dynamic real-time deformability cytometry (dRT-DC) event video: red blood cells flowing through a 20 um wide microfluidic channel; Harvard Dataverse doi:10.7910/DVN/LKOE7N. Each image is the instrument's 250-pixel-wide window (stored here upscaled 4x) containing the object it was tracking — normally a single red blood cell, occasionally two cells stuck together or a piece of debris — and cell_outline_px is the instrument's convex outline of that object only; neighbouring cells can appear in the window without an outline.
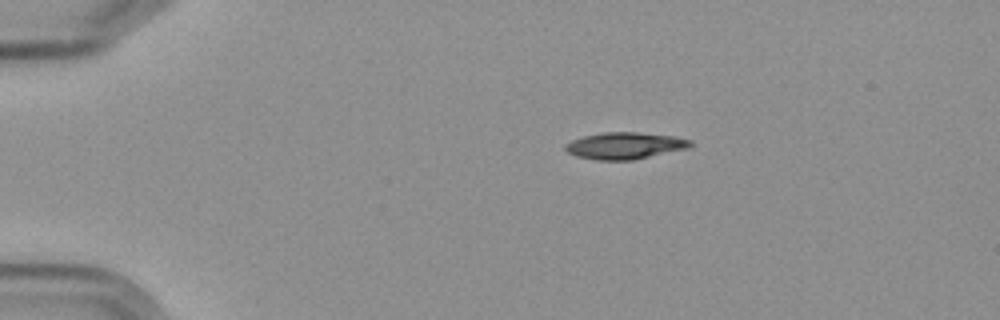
{"species": "Egyptian fruit bat (a non-hibernating species)", "species_latin": "Rousettus aegyptiacus", "temperature_condition": "cold", "stored_images_in_passage": 5, "camera_frame_rate_fps": 3000, "um_per_image_px": 0.085, "frame": {"image": 1, "passage_image": 1, "time_ms": 0.0, "image_size_px": [1000, 320], "cell_outline_px": [[692, 148], [632, 160], [596, 160], [576, 156], [568, 152], [564, 148], [564, 144], [572, 140], [584, 136], [604, 132], [636, 132], [676, 136], [692, 140]], "centroid_in_image_um": [53.16, 12.38], "position_along_channel_um": 31.8, "area_um2": 19.71}}
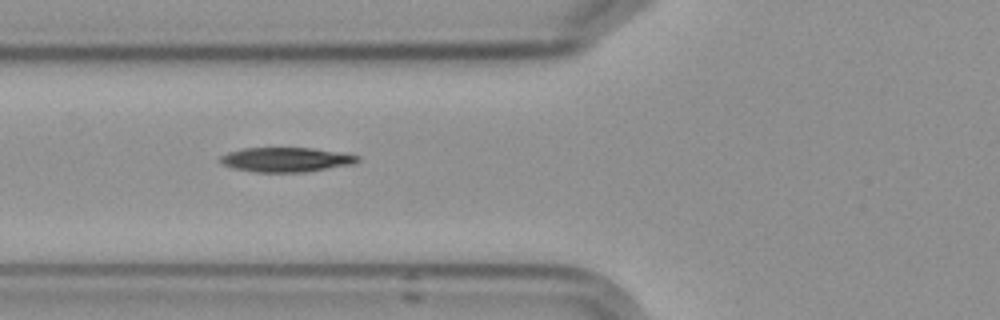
{"frame": {"image": 2, "passage_image": 4, "time_ms": 3.667, "image_size_px": [1000, 320], "cell_outline_px": [[360, 160], [352, 164], [304, 172], [256, 172], [236, 168], [224, 164], [220, 160], [220, 156], [228, 152], [244, 148], [316, 148], [344, 152], [360, 156]], "centroid_in_image_um": [24.38, 13.55], "position_along_channel_um": 101.4, "area_um2": 19.54}}